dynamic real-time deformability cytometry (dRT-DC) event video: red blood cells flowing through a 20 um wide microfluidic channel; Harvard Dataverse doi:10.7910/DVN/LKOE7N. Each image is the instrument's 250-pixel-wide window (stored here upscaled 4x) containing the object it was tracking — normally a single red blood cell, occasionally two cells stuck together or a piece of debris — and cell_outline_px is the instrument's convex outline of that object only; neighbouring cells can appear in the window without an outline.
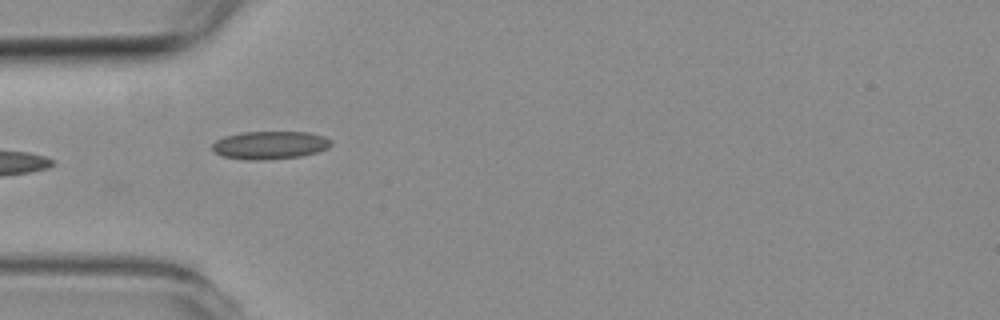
{"species": "common noctule bat (a hibernating species)", "species_latin": "Nyctalus noctula", "temperature_condition": "room temperature", "stored_images_in_passage": 5, "camera_frame_rate_fps": 3000, "um_per_image_px": 0.085, "animal": {"sex": "female", "body_mass_g": 19.3, "forearm_length_mm": 54.1}, "frame": {"image": 1, "passage_image": 3, "time_ms": 2.667, "image_size_px": [1000, 320], "cell_outline_px": [[332, 144], [328, 148], [316, 152], [300, 156], [264, 160], [248, 160], [224, 156], [216, 152], [212, 148], [212, 144], [216, 140], [224, 136], [240, 132], [308, 132], [324, 136], [332, 140]], "centroid_in_image_um": [22.95, 12.32], "position_along_channel_um": 62.0, "area_um2": 19.36}}
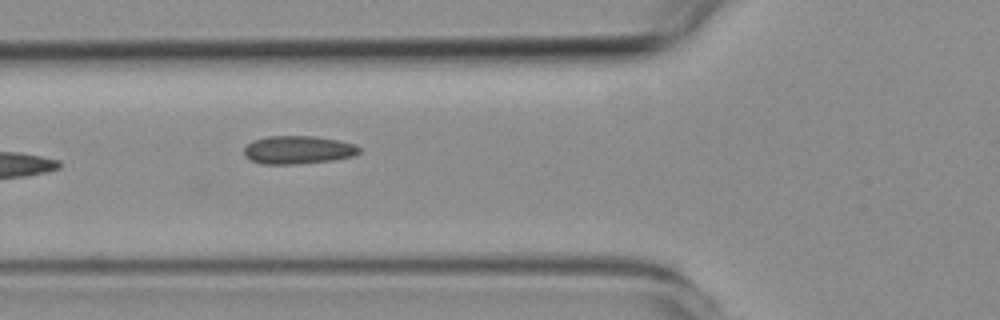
{"frame": {"image": 2, "passage_image": 4, "time_ms": 3.667, "image_size_px": [1000, 320], "cell_outline_px": [[360, 152], [352, 156], [332, 160], [296, 164], [264, 164], [248, 160], [244, 156], [244, 148], [252, 140], [268, 136], [312, 136], [336, 140], [356, 144], [360, 148]], "centroid_in_image_um": [25.29, 12.74], "position_along_channel_um": 100.5, "area_um2": 18.9}}
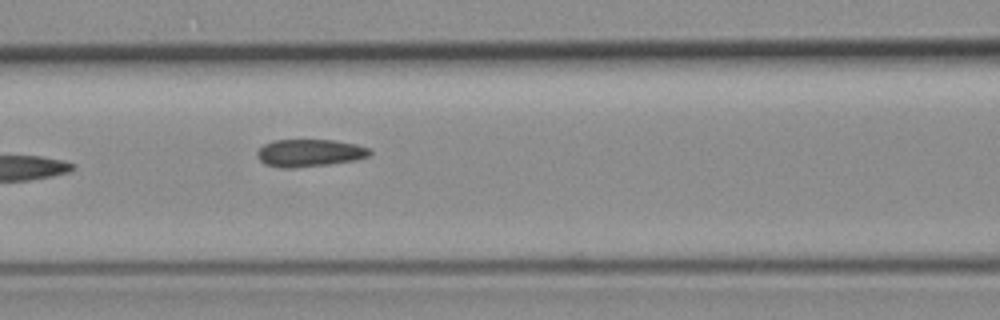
{"frame": {"image": 3, "passage_image": 5, "time_ms": 4.667, "image_size_px": [1000, 320], "cell_outline_px": [[372, 152], [368, 156], [356, 160], [328, 164], [296, 168], [280, 168], [264, 164], [256, 156], [256, 152], [264, 144], [276, 140], [332, 140], [356, 144], [372, 148]], "centroid_in_image_um": [26.31, 13.0], "position_along_channel_um": 140.3, "area_um2": 18.15}}